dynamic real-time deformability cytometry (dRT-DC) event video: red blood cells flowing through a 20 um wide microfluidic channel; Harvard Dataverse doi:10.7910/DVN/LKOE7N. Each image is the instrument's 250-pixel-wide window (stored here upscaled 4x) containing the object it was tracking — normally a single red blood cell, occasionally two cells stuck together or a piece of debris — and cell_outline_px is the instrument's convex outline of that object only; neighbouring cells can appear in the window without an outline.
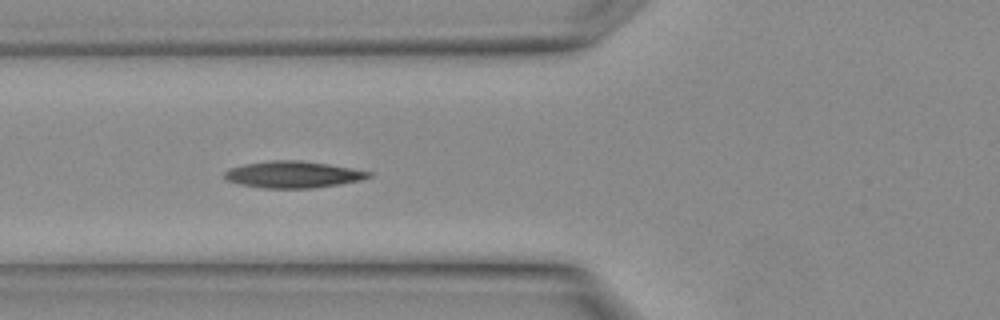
{"species": "Egyptian fruit bat (a non-hibernating species)", "species_latin": "Rousettus aegyptiacus", "temperature_condition": "warm", "stored_images_in_passage": 21, "camera_frame_rate_fps": 3000, "um_per_image_px": 0.085, "animal": {"sex": "female"}, "frame": {"image": 1, "passage_image": 10, "time_ms": 3.0, "image_size_px": [1000, 320], "cell_outline_px": [[372, 176], [360, 180], [340, 184], [312, 188], [264, 188], [240, 184], [228, 180], [224, 176], [224, 172], [228, 168], [244, 164], [272, 160], [300, 160], [328, 164], [372, 172]], "centroid_in_image_um": [24.9, 14.83], "position_along_channel_um": 100.9, "area_um2": 22.31}}
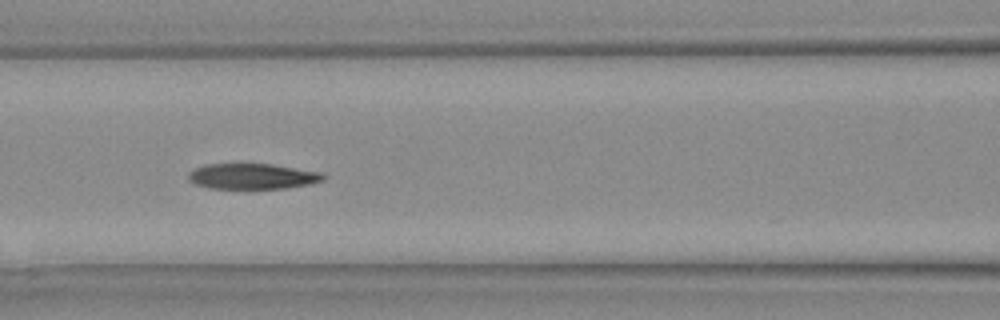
{"frame": {"image": 2, "passage_image": 12, "time_ms": 3.667, "image_size_px": [1000, 320], "cell_outline_px": [[328, 176], [324, 180], [308, 184], [284, 188], [212, 188], [196, 184], [188, 180], [188, 172], [204, 164], [272, 164], [320, 172]], "centroid_in_image_um": [21.46, 14.98], "position_along_channel_um": 145.1, "area_um2": 19.94}}